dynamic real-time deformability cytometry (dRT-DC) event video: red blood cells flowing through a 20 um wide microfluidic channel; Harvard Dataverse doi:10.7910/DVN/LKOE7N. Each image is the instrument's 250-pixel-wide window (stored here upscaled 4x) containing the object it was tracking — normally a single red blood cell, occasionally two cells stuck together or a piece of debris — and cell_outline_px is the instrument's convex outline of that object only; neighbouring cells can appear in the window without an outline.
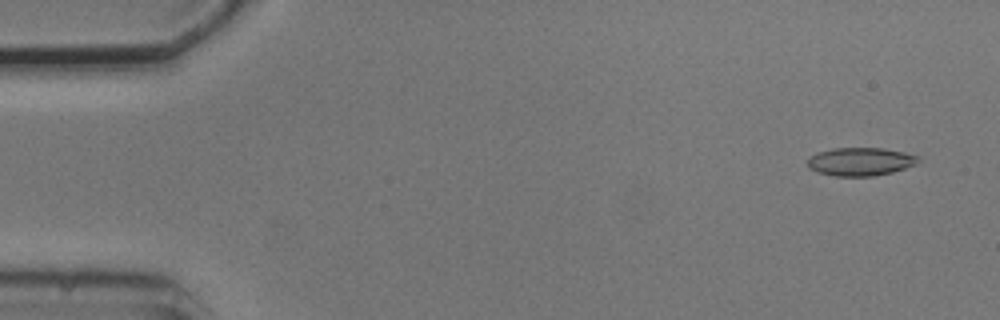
{"species": "common noctule bat (a hibernating species)", "species_latin": "Nyctalus noctula", "temperature_condition": "cold", "stored_images_in_passage": 10, "camera_frame_rate_fps": 3000, "um_per_image_px": 0.085, "animal": {"sex": "male", "body_mass_g": 20.5, "forearm_length_mm": 52.5}, "frame": {"image": 1, "passage_image": 1, "time_ms": 0.0, "image_size_px": [1000, 320], "cell_outline_px": [[920, 160], [916, 164], [892, 172], [872, 176], [832, 176], [816, 172], [808, 168], [808, 160], [816, 152], [832, 148], [884, 148], [904, 152], [920, 156]], "centroid_in_image_um": [73.13, 13.73], "position_along_channel_um": 11.9, "area_um2": 18.32}}